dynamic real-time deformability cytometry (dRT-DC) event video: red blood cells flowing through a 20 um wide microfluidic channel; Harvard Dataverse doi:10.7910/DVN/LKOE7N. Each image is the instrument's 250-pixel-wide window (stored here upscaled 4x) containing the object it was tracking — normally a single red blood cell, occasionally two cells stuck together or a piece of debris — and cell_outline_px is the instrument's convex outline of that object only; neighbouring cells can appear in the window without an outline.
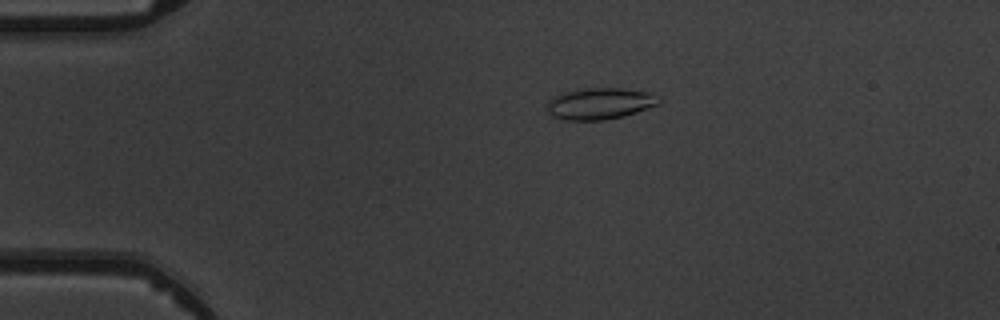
{"species": "common noctule bat (a hibernating species)", "species_latin": "Nyctalus noctula", "temperature_condition": "warm", "stored_images_in_passage": 6, "camera_frame_rate_fps": 3000, "um_per_image_px": 0.085, "animal": {"sex": "male", "body_mass_g": 19.5, "forearm_length_mm": 54.6}, "frame": {"image": 1, "passage_image": 3, "time_ms": 3.333, "image_size_px": [1000, 320], "cell_outline_px": [[660, 104], [624, 116], [604, 120], [564, 120], [552, 116], [548, 112], [548, 100], [552, 96], [564, 92], [588, 88], [620, 88], [648, 92], [660, 96]], "centroid_in_image_um": [50.99, 8.8], "position_along_channel_um": 34.0, "area_um2": 20.58}}